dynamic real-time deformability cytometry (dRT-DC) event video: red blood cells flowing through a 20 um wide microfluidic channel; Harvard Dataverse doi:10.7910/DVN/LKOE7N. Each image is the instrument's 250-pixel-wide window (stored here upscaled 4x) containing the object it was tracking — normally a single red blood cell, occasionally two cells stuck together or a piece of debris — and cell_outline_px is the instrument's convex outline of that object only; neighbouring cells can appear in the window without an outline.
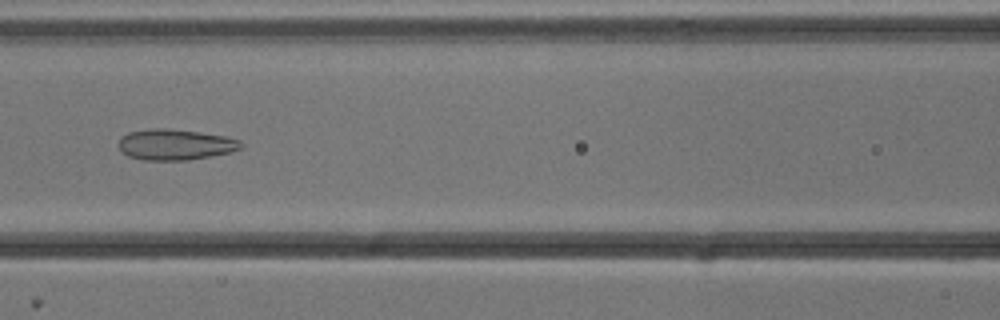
{"species": "common noctule bat (a hibernating species)", "species_latin": "Nyctalus noctula", "temperature_condition": "cold", "stored_images_in_passage": 43, "camera_frame_rate_fps": 3000, "um_per_image_px": 0.085, "animal": {"sex": "male", "body_mass_g": 13.3}, "frame": {"image": 1, "passage_image": 13, "time_ms": 4.0, "image_size_px": [1000, 320], "cell_outline_px": [[244, 144], [240, 148], [232, 152], [188, 160], [144, 160], [128, 156], [120, 152], [120, 136], [128, 132], [148, 128], [168, 128], [200, 132], [224, 136], [240, 140]], "centroid_in_image_um": [14.88, 12.28], "position_along_channel_um": 151.7, "area_um2": 22.14}}
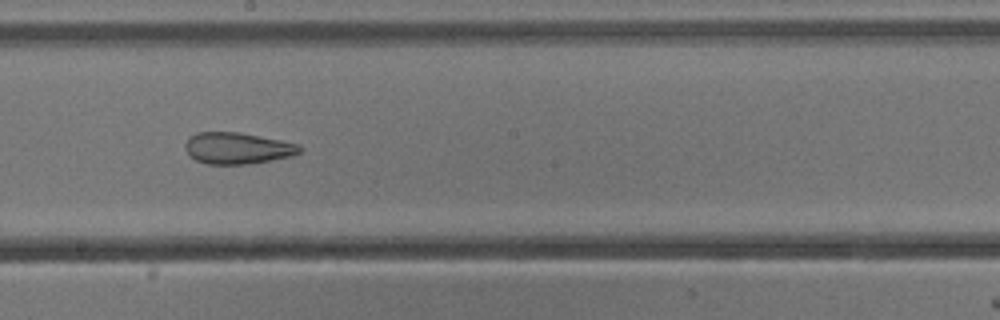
{"frame": {"image": 2, "passage_image": 19, "time_ms": 6.0, "image_size_px": [1000, 320], "cell_outline_px": [[300, 152], [292, 156], [248, 164], [208, 164], [196, 160], [188, 156], [184, 148], [184, 144], [188, 136], [196, 132], [240, 132], [300, 144]], "centroid_in_image_um": [20.12, 12.59], "position_along_channel_um": 228.1, "area_um2": 21.15}}
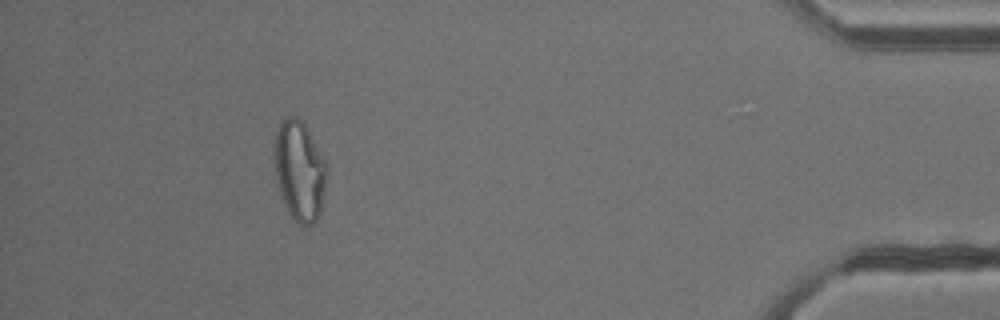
{"frame": {"image": 3, "passage_image": 38, "time_ms": 12.333, "image_size_px": [1000, 320], "cell_outline_px": [[328, 168], [324, 192], [320, 212], [316, 220], [308, 228], [296, 224], [292, 220], [288, 212], [276, 176], [276, 132], [280, 120], [284, 116], [296, 116], [304, 124], [324, 160]], "centroid_in_image_um": [25.48, 14.55], "position_along_channel_um": 409.7, "area_um2": 30.0}, "authors_computed_cell_mechanics": {"area_um2": 25.6632, "velocity_mm_per_s": 3.8145, "shape_relaxation_time_tau1_ms": null, "shape_relaxation_time_tau2_ms": 2.2856, "deformation_change_tau1": null, "deformation_change_tau2": 0.1085}}